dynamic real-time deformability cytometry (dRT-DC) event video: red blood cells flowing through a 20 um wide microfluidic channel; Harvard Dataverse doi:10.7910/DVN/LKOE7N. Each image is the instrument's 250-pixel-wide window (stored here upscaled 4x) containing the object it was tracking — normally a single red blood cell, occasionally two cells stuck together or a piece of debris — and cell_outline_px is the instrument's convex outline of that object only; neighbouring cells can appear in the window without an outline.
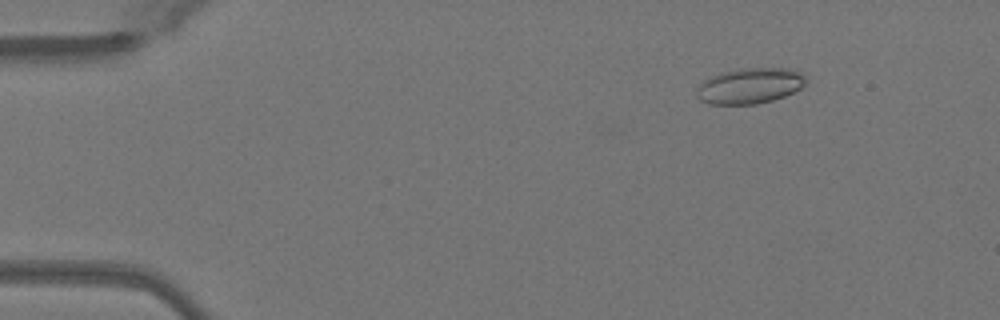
{"species": "Egyptian fruit bat (a non-hibernating species)", "species_latin": "Rousettus aegyptiacus", "temperature_condition": "warm", "stored_images_in_passage": 46, "camera_frame_rate_fps": 3000, "um_per_image_px": 0.085, "animal": {"sex": "female"}, "frame": {"image": 1, "passage_image": 2, "time_ms": 0.333, "image_size_px": [1000, 320], "cell_outline_px": [[808, 76], [804, 84], [800, 88], [784, 96], [772, 100], [756, 104], [708, 104], [700, 100], [696, 96], [696, 88], [704, 80], [720, 72], [740, 68], [788, 68], [800, 72]], "centroid_in_image_um": [63.72, 7.29], "position_along_channel_um": 21.3, "area_um2": 22.83}}
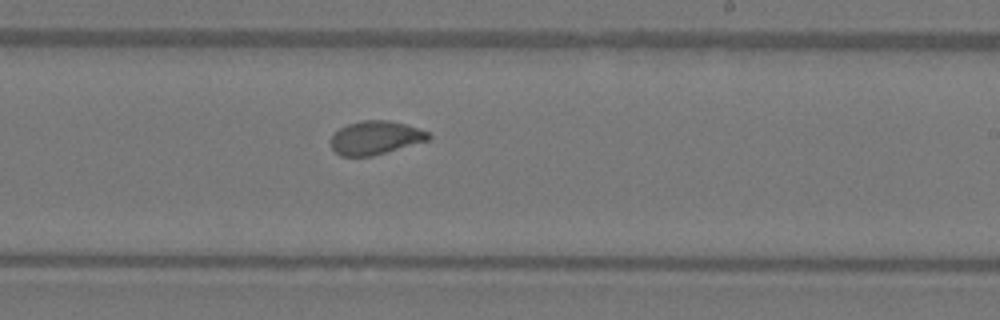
{"frame": {"image": 2, "passage_image": 26, "time_ms": 8.333, "image_size_px": [1000, 320], "cell_outline_px": [[432, 136], [428, 140], [372, 156], [340, 156], [332, 148], [332, 136], [340, 128], [348, 124], [364, 120], [388, 120], [404, 124], [428, 132]], "centroid_in_image_um": [31.91, 11.71], "position_along_channel_um": 257.1, "area_um2": 18.73}}
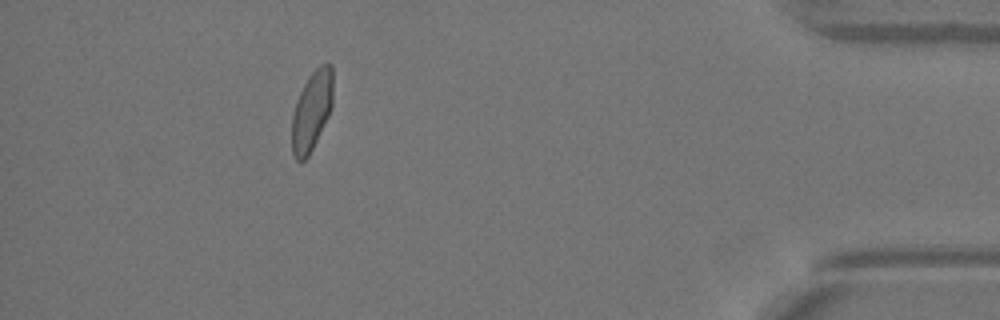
{"frame": {"image": 3, "passage_image": 41, "time_ms": 13.333, "image_size_px": [1000, 320], "cell_outline_px": [[332, 108], [308, 156], [300, 164], [296, 160], [292, 152], [292, 116], [296, 100], [304, 84], [312, 72], [320, 64], [332, 64]], "centroid_in_image_um": [26.48, 9.43], "position_along_channel_um": 408.7, "area_um2": 18.9}, "authors_computed_cell_mechanics": {"area_um2": 19.3341, "velocity_mm_per_s": 4.0703, "shape_relaxation_time_tau1_ms": 7.1864, "shape_relaxation_time_tau2_ms": 0.8829, "deformation_change_tau1": 0.1821, "deformation_change_tau2": 0.0612}}